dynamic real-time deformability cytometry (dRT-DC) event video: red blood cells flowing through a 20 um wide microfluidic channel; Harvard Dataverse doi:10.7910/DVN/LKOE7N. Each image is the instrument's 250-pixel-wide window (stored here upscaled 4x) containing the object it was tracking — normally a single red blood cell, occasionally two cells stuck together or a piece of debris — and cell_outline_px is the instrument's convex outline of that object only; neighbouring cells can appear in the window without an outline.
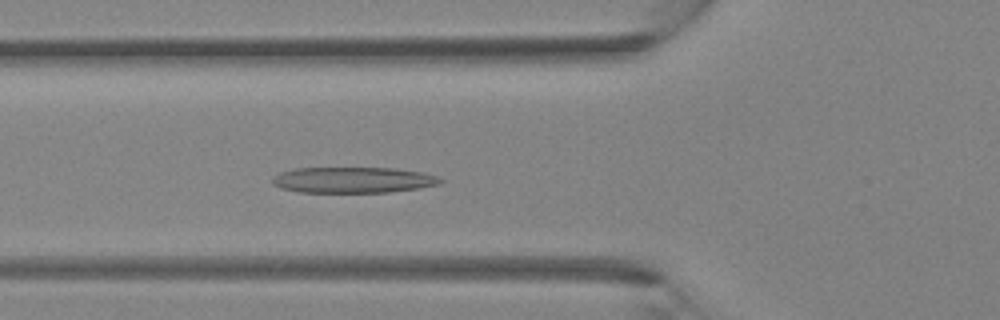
{"species": "Egyptian fruit bat (a non-hibernating species)", "species_latin": "Rousettus aegyptiacus", "temperature_condition": "room temperature", "stored_images_in_passage": 41, "camera_frame_rate_fps": 3000, "um_per_image_px": 0.085, "animal": {"sex": "female"}, "frame": {"image": 1, "passage_image": 15, "time_ms": 4.667, "image_size_px": [1000, 320], "cell_outline_px": [[444, 180], [440, 184], [420, 188], [388, 192], [300, 192], [280, 188], [272, 184], [272, 176], [280, 172], [296, 168], [392, 168], [424, 172], [436, 176]], "centroid_in_image_um": [30.0, 15.29], "position_along_channel_um": 95.8, "area_um2": 25.43}}
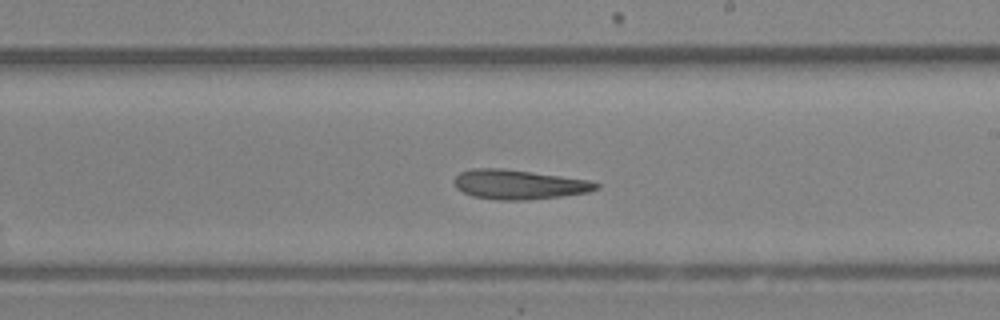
{"frame": {"image": 2, "passage_image": 24, "time_ms": 7.667, "image_size_px": [1000, 320], "cell_outline_px": [[600, 188], [588, 192], [560, 196], [528, 200], [496, 200], [472, 196], [456, 188], [452, 180], [460, 172], [472, 168], [504, 168], [588, 180], [600, 184]], "centroid_in_image_um": [44.06, 15.68], "position_along_channel_um": 244.9, "area_um2": 24.45}}
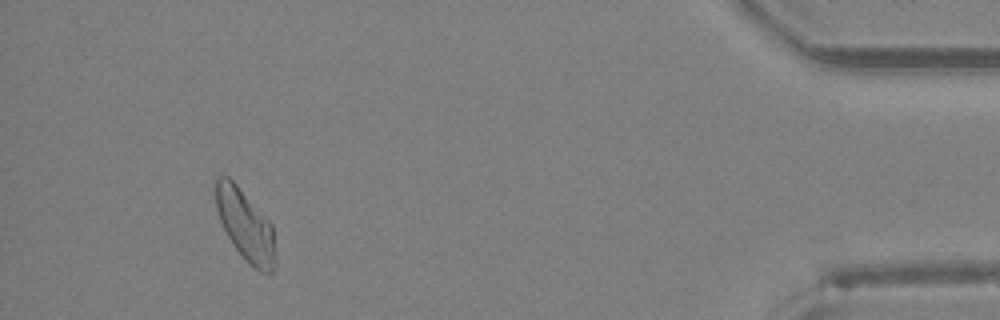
{"frame": {"image": 3, "passage_image": 38, "time_ms": 12.333, "image_size_px": [1000, 320], "cell_outline_px": [[276, 268], [272, 272], [260, 272], [232, 244], [220, 220], [216, 208], [216, 176], [228, 176], [236, 184], [272, 224], [276, 256]], "centroid_in_image_um": [20.88, 19.15], "position_along_channel_um": 414.3, "area_um2": 24.22}}